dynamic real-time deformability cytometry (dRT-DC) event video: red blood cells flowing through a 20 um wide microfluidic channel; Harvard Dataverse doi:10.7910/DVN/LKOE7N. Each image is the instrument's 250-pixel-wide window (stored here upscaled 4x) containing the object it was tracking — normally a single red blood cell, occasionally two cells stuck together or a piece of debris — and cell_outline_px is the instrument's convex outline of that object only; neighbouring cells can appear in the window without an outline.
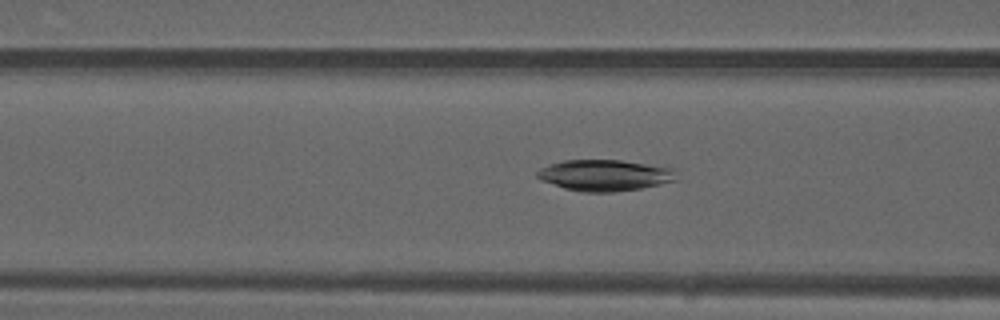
{"species": "common noctule bat (a hibernating species)", "species_latin": "Nyctalus noctula", "temperature_condition": "warm", "stored_images_in_passage": 43, "camera_frame_rate_fps": 3000, "um_per_image_px": 0.085, "animal": {"sex": "male", "forearm_length_mm": 52.5}, "frame": {"image": 1, "passage_image": 13, "time_ms": 4.0, "image_size_px": [1000, 320], "cell_outline_px": [[680, 180], [640, 188], [612, 192], [584, 192], [564, 188], [540, 180], [536, 176], [536, 172], [540, 168], [548, 164], [564, 160], [620, 160], [676, 168]], "centroid_in_image_um": [51.45, 14.89], "position_along_channel_um": 115.2, "area_um2": 25.61}}
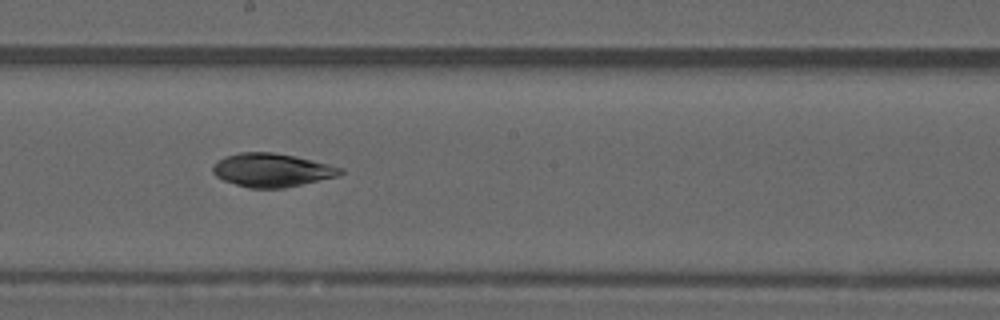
{"frame": {"image": 2, "passage_image": 21, "time_ms": 6.667, "image_size_px": [1000, 320], "cell_outline_px": [[344, 172], [340, 176], [284, 188], [248, 188], [224, 180], [216, 176], [212, 172], [212, 168], [216, 160], [224, 156], [240, 152], [272, 152], [296, 156], [344, 168]], "centroid_in_image_um": [23.12, 14.45], "position_along_channel_um": 225.1, "area_um2": 25.09}}
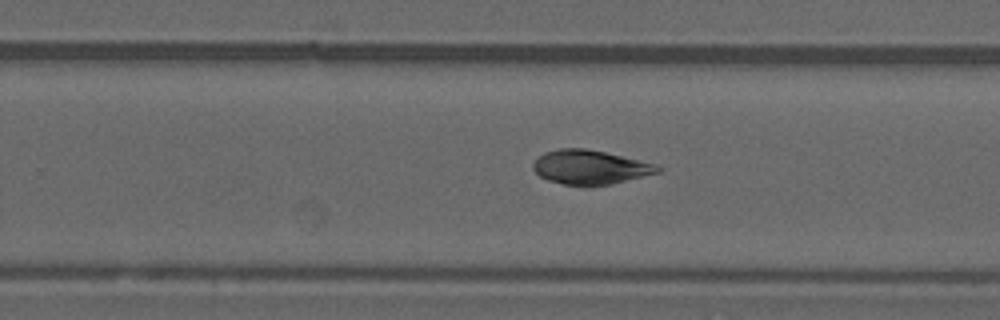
{"frame": {"image": 3, "passage_image": 25, "time_ms": 8.0, "image_size_px": [1000, 320], "cell_outline_px": [[664, 168], [660, 172], [612, 184], [564, 184], [548, 180], [540, 176], [532, 168], [532, 164], [544, 152], [560, 148], [584, 148], [604, 152], [660, 164]], "centroid_in_image_um": [50.21, 14.19], "position_along_channel_um": 279.6, "area_um2": 24.62}, "authors_computed_cell_mechanics": {"area_um2": 25.143, "velocity_mm_per_s": 4.1093, "shape_relaxation_time_tau1_ms": 8.1468, "shape_relaxation_time_tau2_ms": 5.4212, "deformation_change_tau1": 0.1585, "deformation_change_tau2": 0.0873}}